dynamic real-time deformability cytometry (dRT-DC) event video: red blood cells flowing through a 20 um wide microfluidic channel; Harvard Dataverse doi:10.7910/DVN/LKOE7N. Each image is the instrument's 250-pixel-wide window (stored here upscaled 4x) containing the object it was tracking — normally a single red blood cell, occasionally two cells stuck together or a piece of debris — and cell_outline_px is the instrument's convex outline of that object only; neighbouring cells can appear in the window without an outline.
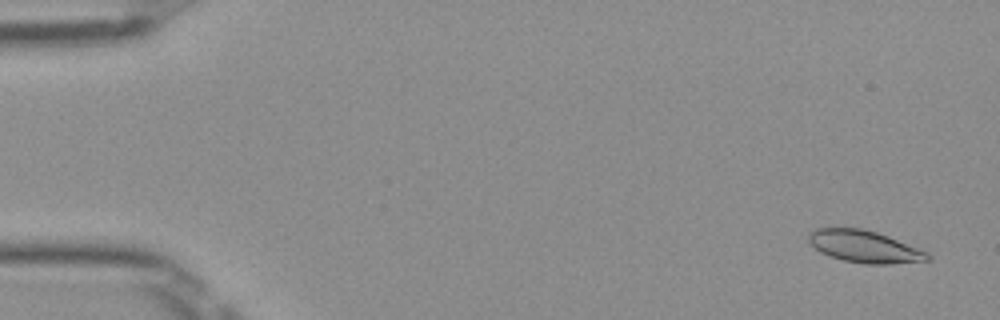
{"species": "Egyptian fruit bat (a non-hibernating species)", "species_latin": "Rousettus aegyptiacus", "temperature_condition": "room temperature", "stored_images_in_passage": 52, "camera_frame_rate_fps": 3000, "um_per_image_px": 0.085, "frame": {"image": 1, "passage_image": 3, "time_ms": 0.667, "image_size_px": [1000, 320], "cell_outline_px": [[932, 260], [892, 264], [864, 264], [844, 260], [828, 256], [820, 252], [808, 240], [808, 232], [816, 228], [860, 228], [876, 232], [888, 236], [928, 252], [932, 256]], "centroid_in_image_um": [73.5, 20.97], "position_along_channel_um": 11.5, "area_um2": 22.31}}
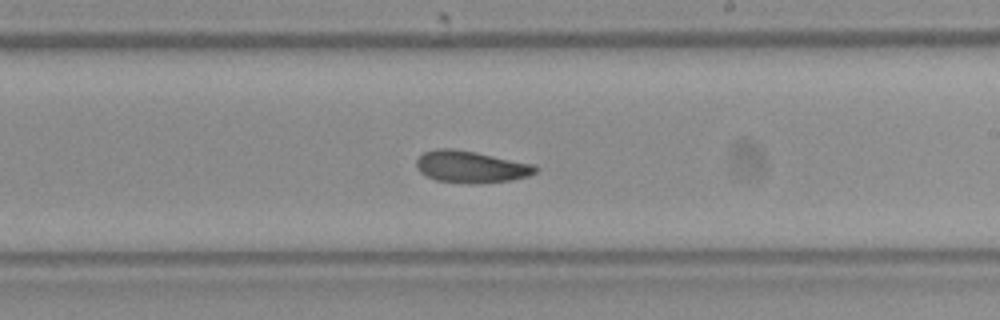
{"frame": {"image": 2, "passage_image": 31, "time_ms": 10.0, "image_size_px": [1000, 320], "cell_outline_px": [[540, 168], [536, 172], [528, 176], [512, 180], [476, 184], [472, 184], [436, 180], [420, 172], [416, 168], [416, 160], [424, 152], [436, 148], [452, 148], [476, 152], [532, 164]], "centroid_in_image_um": [40.02, 14.18], "position_along_channel_um": 249.0, "area_um2": 22.14}}
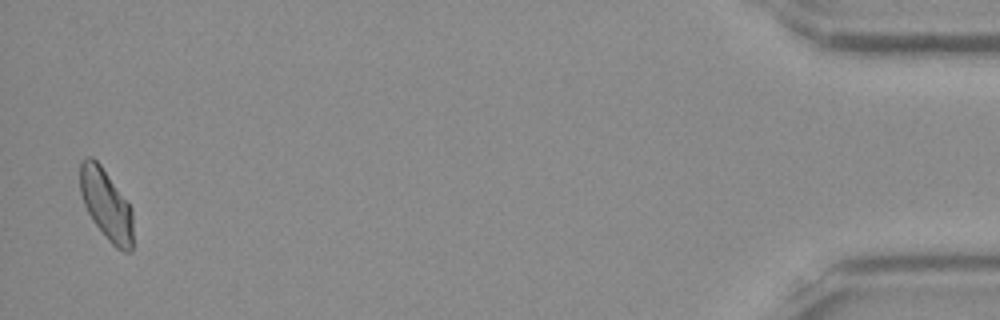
{"frame": {"image": 3, "passage_image": 51, "time_ms": 16.667, "image_size_px": [1000, 320], "cell_outline_px": [[132, 252], [124, 252], [116, 248], [108, 240], [92, 220], [84, 204], [80, 192], [80, 160], [88, 156], [92, 156], [100, 164], [132, 208]], "centroid_in_image_um": [9.02, 17.39], "position_along_channel_um": 426.2, "area_um2": 21.79}, "authors_computed_cell_mechanics": {"area_um2": 22.0218, "velocity_mm_per_s": 3.9655, "shape_relaxation_time_tau1_ms": 5.0225, "shape_relaxation_time_tau2_ms": 3.2114, "deformation_change_tau1": 0.1271, "deformation_change_tau2": 0.0968}}